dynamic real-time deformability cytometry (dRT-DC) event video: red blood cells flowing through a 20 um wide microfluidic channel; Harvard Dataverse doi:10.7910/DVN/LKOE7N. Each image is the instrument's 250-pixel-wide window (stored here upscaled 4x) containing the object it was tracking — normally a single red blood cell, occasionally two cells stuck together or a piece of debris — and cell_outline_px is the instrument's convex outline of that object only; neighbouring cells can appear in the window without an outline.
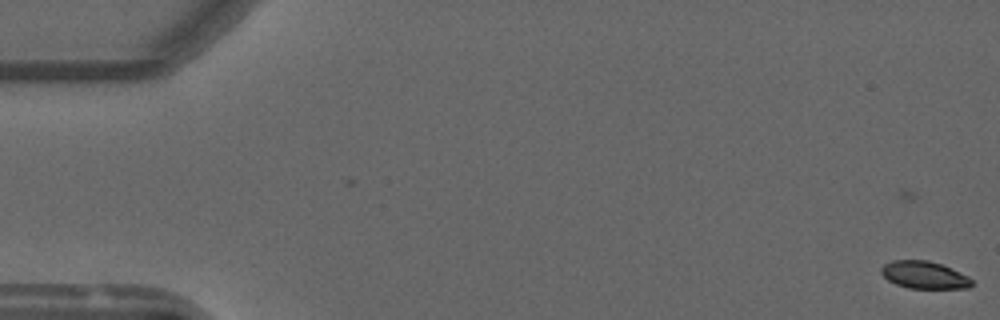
{"species": "common noctule bat (a hibernating species)", "species_latin": "Nyctalus noctula", "temperature_condition": "warm", "stored_images_in_passage": 13, "camera_frame_rate_fps": 3000, "um_per_image_px": 0.085, "animal": {"sex": "male", "forearm_length_mm": 52.5}, "frame": {"image": 1, "passage_image": 2, "time_ms": 0.333, "image_size_px": [1000, 320], "cell_outline_px": [[972, 284], [968, 288], [908, 288], [896, 284], [888, 280], [880, 272], [880, 268], [884, 264], [892, 260], [928, 260], [952, 268], [968, 276], [972, 280]], "centroid_in_image_um": [78.54, 23.36], "position_along_channel_um": 6.5, "area_um2": 14.45}}